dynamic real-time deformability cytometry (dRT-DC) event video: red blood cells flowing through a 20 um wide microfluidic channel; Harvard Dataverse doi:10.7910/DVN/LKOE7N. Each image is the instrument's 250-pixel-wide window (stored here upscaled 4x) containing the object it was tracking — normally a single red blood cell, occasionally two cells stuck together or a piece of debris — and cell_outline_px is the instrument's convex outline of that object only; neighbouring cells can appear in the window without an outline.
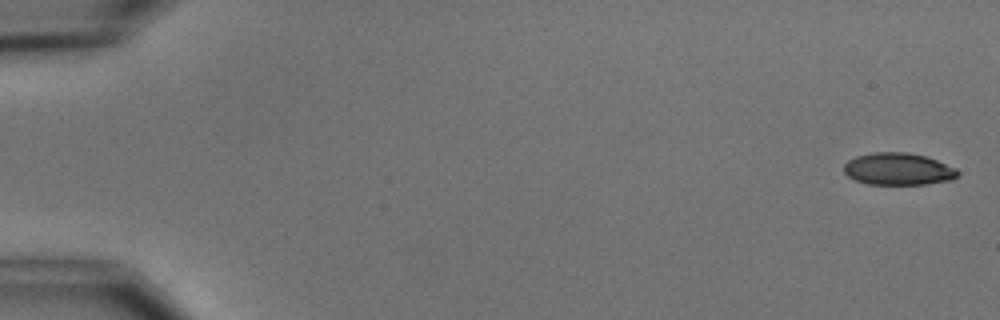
{"species": "common noctule bat (a hibernating species)", "species_latin": "Nyctalus noctula", "temperature_condition": "cold", "stored_images_in_passage": 5, "camera_frame_rate_fps": 3000, "um_per_image_px": 0.085, "animal": {"sex": "male", "body_mass_g": 15.6}, "frame": {"image": 1, "passage_image": 1, "time_ms": 0.0, "image_size_px": [1000, 320], "cell_outline_px": [[960, 172], [952, 180], [924, 184], [868, 184], [856, 180], [848, 176], [844, 172], [844, 164], [848, 160], [856, 156], [872, 152], [908, 152], [924, 156], [936, 160], [956, 168]], "centroid_in_image_um": [76.34, 14.36], "position_along_channel_um": 8.7, "area_um2": 21.27}}
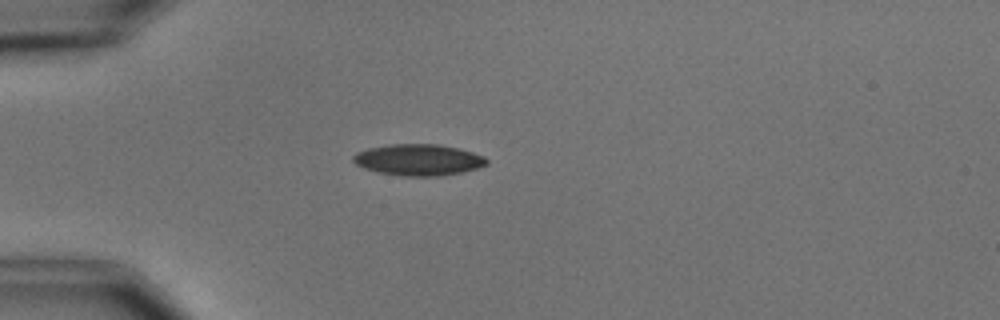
{"frame": {"image": 2, "passage_image": 5, "time_ms": 4.667, "image_size_px": [1000, 320], "cell_outline_px": [[488, 164], [476, 168], [460, 172], [440, 176], [400, 176], [380, 172], [364, 168], [356, 164], [352, 160], [352, 156], [356, 152], [368, 148], [388, 144], [436, 144], [456, 148], [472, 152], [484, 156], [488, 160]], "centroid_in_image_um": [35.54, 13.58], "position_along_channel_um": 49.5, "area_um2": 24.28}}